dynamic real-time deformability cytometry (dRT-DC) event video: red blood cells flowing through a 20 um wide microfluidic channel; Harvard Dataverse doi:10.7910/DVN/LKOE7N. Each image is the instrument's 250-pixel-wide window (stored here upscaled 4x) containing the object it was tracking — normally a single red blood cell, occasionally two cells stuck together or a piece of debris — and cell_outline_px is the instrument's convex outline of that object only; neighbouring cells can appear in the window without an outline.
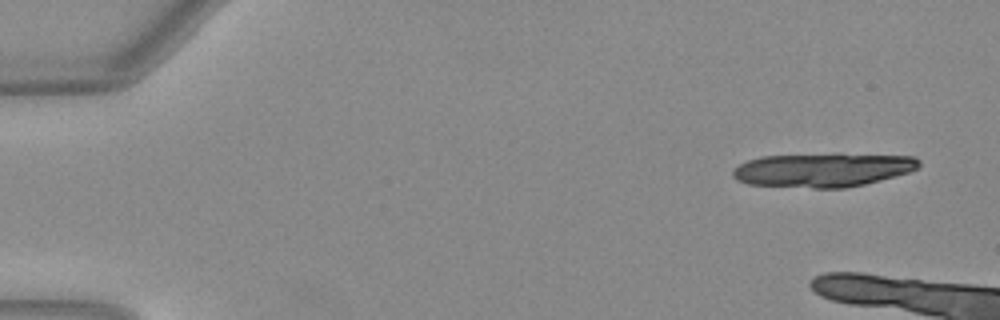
{"species": "Egyptian fruit bat (a non-hibernating species)", "species_latin": "Rousettus aegyptiacus", "temperature_condition": "warm", "stored_images_in_passage": 11, "camera_frame_rate_fps": 3000, "um_per_image_px": 0.085, "animal": {"sex": "female"}, "frame": {"image": 1, "passage_image": 1, "time_ms": 0.0, "image_size_px": [1000, 320], "cell_outline_px": [[920, 168], [908, 172], [880, 180], [848, 188], [812, 188], [748, 184], [736, 180], [732, 176], [732, 172], [740, 164], [748, 160], [760, 156], [912, 156], [920, 160]], "centroid_in_image_um": [69.9, 14.49], "position_along_channel_um": 15.1, "area_um2": 35.49}}